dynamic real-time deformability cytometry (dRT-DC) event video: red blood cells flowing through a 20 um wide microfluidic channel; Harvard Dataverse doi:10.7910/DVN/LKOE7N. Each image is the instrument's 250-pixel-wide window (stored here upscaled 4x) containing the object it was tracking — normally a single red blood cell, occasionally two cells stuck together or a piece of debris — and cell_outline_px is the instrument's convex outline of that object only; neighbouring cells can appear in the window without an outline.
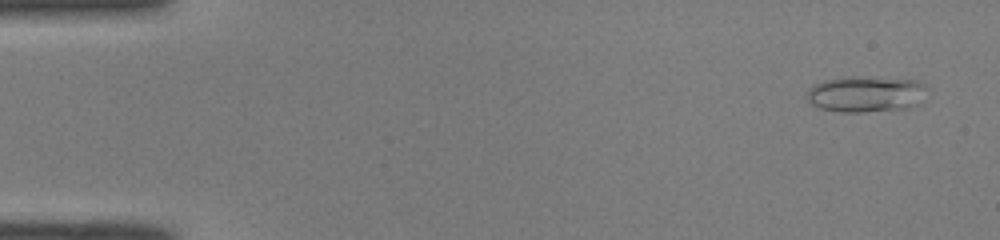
{"species": "common noctule bat (a hibernating species)", "species_latin": "Nyctalus noctula", "temperature_condition": "room temperature", "stored_images_in_passage": 50, "camera_frame_rate_fps": 3000, "um_per_image_px": 0.085, "animal": {"sex": "male", "body_mass_g": 19.0, "forearm_length_mm": 50.8}, "frame": {"image": 1, "passage_image": 3, "time_ms": 0.667, "image_size_px": [1000, 240], "cell_outline_px": [[924, 84], [916, 104], [908, 108], [860, 112], [840, 112], [820, 108], [812, 104], [808, 100], [808, 88], [812, 84], [824, 80], [916, 80]], "centroid_in_image_um": [73.49, 8.06], "position_along_channel_um": 11.5, "area_um2": 23.35}}
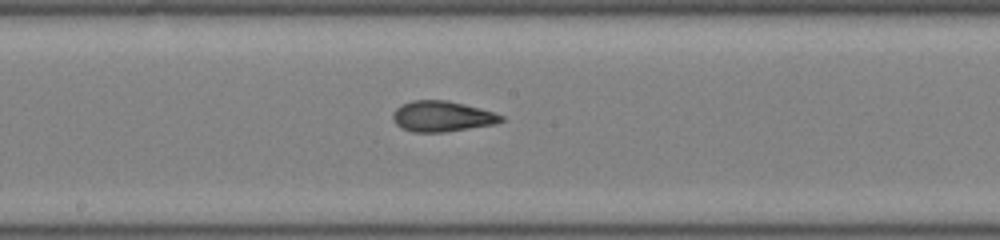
{"frame": {"image": 2, "passage_image": 27, "time_ms": 8.667, "image_size_px": [1000, 240], "cell_outline_px": [[504, 120], [496, 124], [444, 132], [412, 132], [400, 128], [392, 120], [392, 112], [396, 108], [412, 100], [448, 100], [480, 108], [504, 116]], "centroid_in_image_um": [37.55, 9.89], "position_along_channel_um": 210.7, "area_um2": 19.42}}
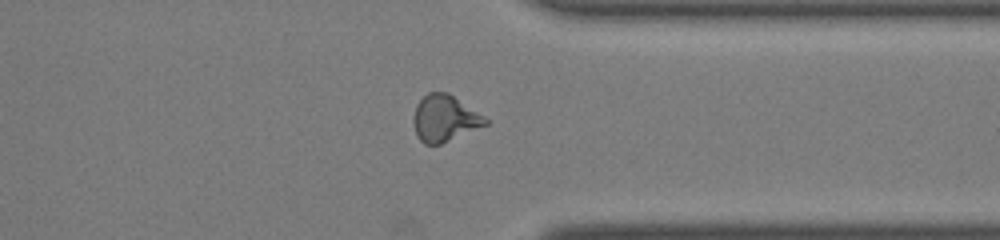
{"frame": {"image": 3, "passage_image": 39, "time_ms": 12.667, "image_size_px": [1000, 240], "cell_outline_px": [[488, 124], [440, 144], [424, 144], [416, 136], [412, 120], [416, 104], [428, 92], [448, 92], [484, 116], [488, 120]], "centroid_in_image_um": [37.76, 10.06], "position_along_channel_um": 373.6, "area_um2": 19.42}, "authors_computed_cell_mechanics": {"area_um2": 19.4786, "velocity_mm_per_s": 4.1135, "shape_relaxation_time_tau1_ms": null, "shape_relaxation_time_tau2_ms": 1.1084, "deformation_change_tau1": null, "deformation_change_tau2": 0.0953}}